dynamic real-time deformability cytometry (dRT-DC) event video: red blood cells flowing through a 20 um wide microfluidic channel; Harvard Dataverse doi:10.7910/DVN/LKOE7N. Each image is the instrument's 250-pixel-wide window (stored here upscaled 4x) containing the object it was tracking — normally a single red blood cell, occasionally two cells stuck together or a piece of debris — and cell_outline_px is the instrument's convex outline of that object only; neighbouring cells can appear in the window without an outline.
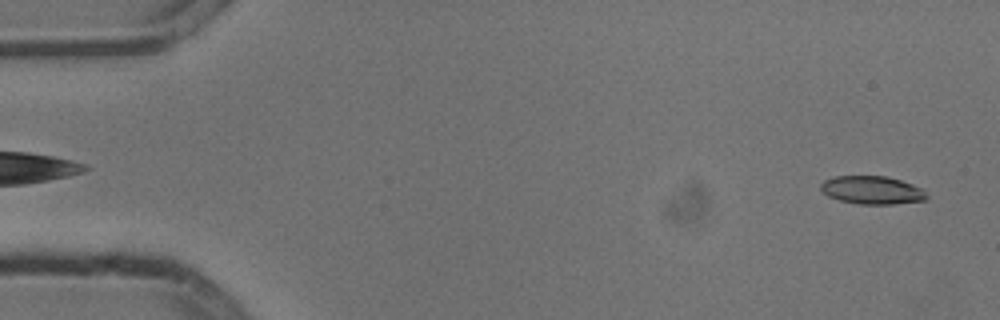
{"species": "common noctule bat (a hibernating species)", "species_latin": "Nyctalus noctula", "temperature_condition": "cold", "stored_images_in_passage": 5, "camera_frame_rate_fps": 3000, "um_per_image_px": 0.085, "animal": {"sex": "male", "body_mass_g": 13.3}, "frame": {"image": 1, "passage_image": 5, "time_ms": 1.333, "image_size_px": [1000, 320], "cell_outline_px": [[928, 196], [924, 200], [892, 204], [860, 204], [840, 200], [828, 196], [820, 188], [820, 184], [824, 180], [836, 176], [888, 176], [924, 188]], "centroid_in_image_um": [74.14, 16.15], "position_along_channel_um": 10.9, "area_um2": 17.34}}